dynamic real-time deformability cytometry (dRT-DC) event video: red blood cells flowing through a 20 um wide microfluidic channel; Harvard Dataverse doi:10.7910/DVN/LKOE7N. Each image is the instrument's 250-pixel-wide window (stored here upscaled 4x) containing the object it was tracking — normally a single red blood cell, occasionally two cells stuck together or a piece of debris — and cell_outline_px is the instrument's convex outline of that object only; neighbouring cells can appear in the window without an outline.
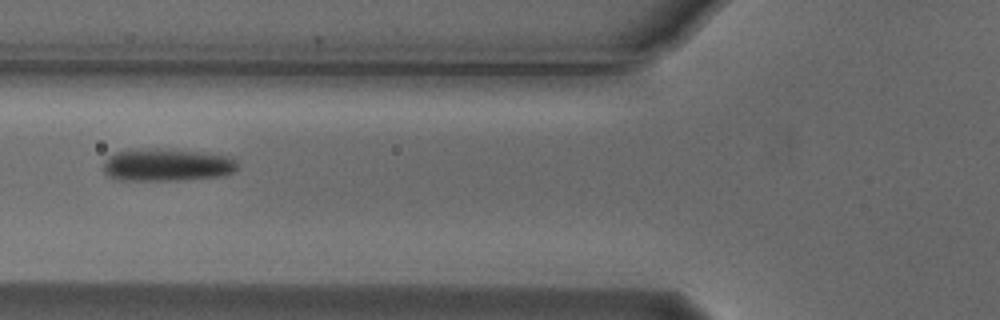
{"species": "Egyptian fruit bat (a non-hibernating species)", "species_latin": "Rousettus aegyptiacus", "temperature_condition": "cold", "stored_images_in_passage": 5, "camera_frame_rate_fps": 3000, "um_per_image_px": 0.085, "animal": {"sex": "male"}, "frame": {"image": 1, "passage_image": 5, "time_ms": 1.333, "image_size_px": [1000, 320], "cell_outline_px": [[236, 168], [232, 172], [224, 176], [184, 180], [112, 180], [104, 172], [104, 160], [108, 156], [116, 152], [136, 148], [156, 148], [196, 152], [232, 156], [236, 160]], "centroid_in_image_um": [14.14, 14.02], "position_along_channel_um": 111.7, "area_um2": 25.72}}